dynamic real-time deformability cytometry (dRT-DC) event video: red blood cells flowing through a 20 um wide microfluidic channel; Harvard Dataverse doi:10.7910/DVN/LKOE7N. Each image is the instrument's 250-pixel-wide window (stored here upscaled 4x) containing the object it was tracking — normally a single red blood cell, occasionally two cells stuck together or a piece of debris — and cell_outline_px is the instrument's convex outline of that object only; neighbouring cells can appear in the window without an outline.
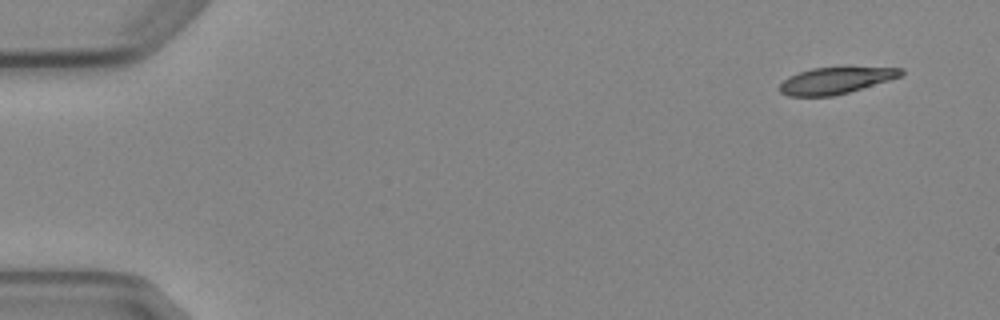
{"species": "Egyptian fruit bat (a non-hibernating species)", "species_latin": "Rousettus aegyptiacus", "temperature_condition": "cold", "stored_images_in_passage": 4, "camera_frame_rate_fps": 3000, "um_per_image_px": 0.085, "animal": {"sex": "female"}, "frame": {"image": 1, "passage_image": 1, "time_ms": 0.0, "image_size_px": [1000, 320], "cell_outline_px": [[904, 72], [900, 76], [888, 80], [848, 92], [832, 96], [788, 96], [780, 92], [780, 84], [788, 76], [812, 68], [904, 68]], "centroid_in_image_um": [70.98, 6.85], "position_along_channel_um": 14.0, "area_um2": 18.26}}
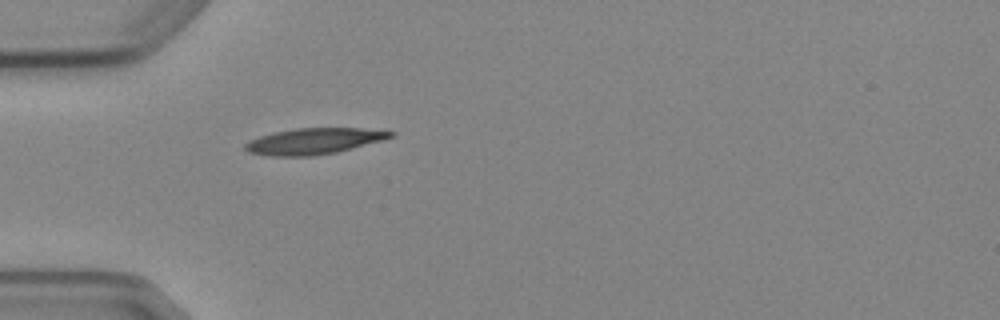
{"frame": {"image": 2, "passage_image": 4, "time_ms": 4.333, "image_size_px": [1000, 320], "cell_outline_px": [[396, 136], [384, 140], [336, 152], [312, 156], [264, 156], [248, 152], [244, 148], [244, 144], [248, 140], [260, 136], [276, 132], [296, 128], [360, 128], [396, 132]], "centroid_in_image_um": [26.67, 12.0], "position_along_channel_um": 58.3, "area_um2": 22.2}}